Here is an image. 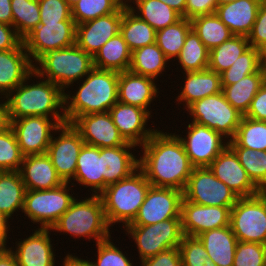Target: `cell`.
<instances>
[{
    "label": "cell",
    "instance_id": "1",
    "mask_svg": "<svg viewBox=\"0 0 266 266\" xmlns=\"http://www.w3.org/2000/svg\"><path fill=\"white\" fill-rule=\"evenodd\" d=\"M138 168L154 187L174 188L183 192L195 168L175 133L157 130L142 146Z\"/></svg>",
    "mask_w": 266,
    "mask_h": 266
},
{
    "label": "cell",
    "instance_id": "2",
    "mask_svg": "<svg viewBox=\"0 0 266 266\" xmlns=\"http://www.w3.org/2000/svg\"><path fill=\"white\" fill-rule=\"evenodd\" d=\"M74 94L64 92V114L71 124L85 114L108 112L118 102L119 72L93 68Z\"/></svg>",
    "mask_w": 266,
    "mask_h": 266
},
{
    "label": "cell",
    "instance_id": "3",
    "mask_svg": "<svg viewBox=\"0 0 266 266\" xmlns=\"http://www.w3.org/2000/svg\"><path fill=\"white\" fill-rule=\"evenodd\" d=\"M32 77L39 78L40 81L35 83L33 80V83L29 85L28 83H30ZM43 80L41 76L33 71L5 97L10 121L25 116L65 118L64 91L57 84L47 79Z\"/></svg>",
    "mask_w": 266,
    "mask_h": 266
},
{
    "label": "cell",
    "instance_id": "4",
    "mask_svg": "<svg viewBox=\"0 0 266 266\" xmlns=\"http://www.w3.org/2000/svg\"><path fill=\"white\" fill-rule=\"evenodd\" d=\"M151 184L138 168L129 177L108 185L100 194L109 226L123 223L124 228L136 218Z\"/></svg>",
    "mask_w": 266,
    "mask_h": 266
},
{
    "label": "cell",
    "instance_id": "5",
    "mask_svg": "<svg viewBox=\"0 0 266 266\" xmlns=\"http://www.w3.org/2000/svg\"><path fill=\"white\" fill-rule=\"evenodd\" d=\"M79 200H73L69 209L51 227V231L67 233L79 239L85 237L88 241L94 239L96 243L111 238V228L100 196L91 195Z\"/></svg>",
    "mask_w": 266,
    "mask_h": 266
},
{
    "label": "cell",
    "instance_id": "6",
    "mask_svg": "<svg viewBox=\"0 0 266 266\" xmlns=\"http://www.w3.org/2000/svg\"><path fill=\"white\" fill-rule=\"evenodd\" d=\"M93 68V57L76 44L51 50L34 63V71L41 78L57 84L64 92Z\"/></svg>",
    "mask_w": 266,
    "mask_h": 266
},
{
    "label": "cell",
    "instance_id": "7",
    "mask_svg": "<svg viewBox=\"0 0 266 266\" xmlns=\"http://www.w3.org/2000/svg\"><path fill=\"white\" fill-rule=\"evenodd\" d=\"M70 183L48 190H26L23 210L24 216L40 229H51L57 220L67 211L75 199ZM71 188V189H70Z\"/></svg>",
    "mask_w": 266,
    "mask_h": 266
},
{
    "label": "cell",
    "instance_id": "8",
    "mask_svg": "<svg viewBox=\"0 0 266 266\" xmlns=\"http://www.w3.org/2000/svg\"><path fill=\"white\" fill-rule=\"evenodd\" d=\"M186 111L192 116L191 121L214 129L227 141L234 137L244 116L225 99L222 91L194 101Z\"/></svg>",
    "mask_w": 266,
    "mask_h": 266
},
{
    "label": "cell",
    "instance_id": "9",
    "mask_svg": "<svg viewBox=\"0 0 266 266\" xmlns=\"http://www.w3.org/2000/svg\"><path fill=\"white\" fill-rule=\"evenodd\" d=\"M230 228L238 241L266 245V196L240 197L231 209Z\"/></svg>",
    "mask_w": 266,
    "mask_h": 266
},
{
    "label": "cell",
    "instance_id": "10",
    "mask_svg": "<svg viewBox=\"0 0 266 266\" xmlns=\"http://www.w3.org/2000/svg\"><path fill=\"white\" fill-rule=\"evenodd\" d=\"M124 231L136 243L140 261L179 247L184 235L181 219H168L151 225H127Z\"/></svg>",
    "mask_w": 266,
    "mask_h": 266
},
{
    "label": "cell",
    "instance_id": "11",
    "mask_svg": "<svg viewBox=\"0 0 266 266\" xmlns=\"http://www.w3.org/2000/svg\"><path fill=\"white\" fill-rule=\"evenodd\" d=\"M183 199L205 206L232 208L239 197L208 167H195L183 190Z\"/></svg>",
    "mask_w": 266,
    "mask_h": 266
},
{
    "label": "cell",
    "instance_id": "12",
    "mask_svg": "<svg viewBox=\"0 0 266 266\" xmlns=\"http://www.w3.org/2000/svg\"><path fill=\"white\" fill-rule=\"evenodd\" d=\"M66 123V118L25 116L12 120L10 127L15 133L22 155L28 156L46 154L53 132Z\"/></svg>",
    "mask_w": 266,
    "mask_h": 266
},
{
    "label": "cell",
    "instance_id": "13",
    "mask_svg": "<svg viewBox=\"0 0 266 266\" xmlns=\"http://www.w3.org/2000/svg\"><path fill=\"white\" fill-rule=\"evenodd\" d=\"M23 44L34 64L51 50L76 44V23L74 21L40 23L23 38Z\"/></svg>",
    "mask_w": 266,
    "mask_h": 266
},
{
    "label": "cell",
    "instance_id": "14",
    "mask_svg": "<svg viewBox=\"0 0 266 266\" xmlns=\"http://www.w3.org/2000/svg\"><path fill=\"white\" fill-rule=\"evenodd\" d=\"M187 129L185 137L176 135L182 141L194 167H208L228 145L227 139L205 125L191 121Z\"/></svg>",
    "mask_w": 266,
    "mask_h": 266
},
{
    "label": "cell",
    "instance_id": "15",
    "mask_svg": "<svg viewBox=\"0 0 266 266\" xmlns=\"http://www.w3.org/2000/svg\"><path fill=\"white\" fill-rule=\"evenodd\" d=\"M182 199L180 190L150 186L136 218L128 225H151L168 219H181Z\"/></svg>",
    "mask_w": 266,
    "mask_h": 266
},
{
    "label": "cell",
    "instance_id": "16",
    "mask_svg": "<svg viewBox=\"0 0 266 266\" xmlns=\"http://www.w3.org/2000/svg\"><path fill=\"white\" fill-rule=\"evenodd\" d=\"M55 132L60 134L52 136L46 154L62 181L70 183L76 173L79 152L85 143L72 124H63Z\"/></svg>",
    "mask_w": 266,
    "mask_h": 266
},
{
    "label": "cell",
    "instance_id": "17",
    "mask_svg": "<svg viewBox=\"0 0 266 266\" xmlns=\"http://www.w3.org/2000/svg\"><path fill=\"white\" fill-rule=\"evenodd\" d=\"M231 209L221 206L200 205L182 199L181 223L183 234L197 237L203 232L229 226Z\"/></svg>",
    "mask_w": 266,
    "mask_h": 266
},
{
    "label": "cell",
    "instance_id": "18",
    "mask_svg": "<svg viewBox=\"0 0 266 266\" xmlns=\"http://www.w3.org/2000/svg\"><path fill=\"white\" fill-rule=\"evenodd\" d=\"M124 7L116 12L76 25V45L92 57L120 32Z\"/></svg>",
    "mask_w": 266,
    "mask_h": 266
},
{
    "label": "cell",
    "instance_id": "19",
    "mask_svg": "<svg viewBox=\"0 0 266 266\" xmlns=\"http://www.w3.org/2000/svg\"><path fill=\"white\" fill-rule=\"evenodd\" d=\"M71 124L80 133L85 144L107 148L127 143L114 125L109 112L85 114L77 117Z\"/></svg>",
    "mask_w": 266,
    "mask_h": 266
},
{
    "label": "cell",
    "instance_id": "20",
    "mask_svg": "<svg viewBox=\"0 0 266 266\" xmlns=\"http://www.w3.org/2000/svg\"><path fill=\"white\" fill-rule=\"evenodd\" d=\"M108 112L119 133L128 143L141 147L157 131L154 126L153 129L146 128V123L152 115L143 108L116 102Z\"/></svg>",
    "mask_w": 266,
    "mask_h": 266
},
{
    "label": "cell",
    "instance_id": "21",
    "mask_svg": "<svg viewBox=\"0 0 266 266\" xmlns=\"http://www.w3.org/2000/svg\"><path fill=\"white\" fill-rule=\"evenodd\" d=\"M208 168L216 178L226 184L239 198L250 197L260 192L249 179L235 152L228 145Z\"/></svg>",
    "mask_w": 266,
    "mask_h": 266
},
{
    "label": "cell",
    "instance_id": "22",
    "mask_svg": "<svg viewBox=\"0 0 266 266\" xmlns=\"http://www.w3.org/2000/svg\"><path fill=\"white\" fill-rule=\"evenodd\" d=\"M51 229L37 228L32 235L16 241L14 254L17 266H56L55 252L50 239ZM14 249V250H12Z\"/></svg>",
    "mask_w": 266,
    "mask_h": 266
},
{
    "label": "cell",
    "instance_id": "23",
    "mask_svg": "<svg viewBox=\"0 0 266 266\" xmlns=\"http://www.w3.org/2000/svg\"><path fill=\"white\" fill-rule=\"evenodd\" d=\"M135 147L137 146L127 142L118 147L99 148L104 189L112 183L129 177L138 169L139 159L132 154Z\"/></svg>",
    "mask_w": 266,
    "mask_h": 266
},
{
    "label": "cell",
    "instance_id": "24",
    "mask_svg": "<svg viewBox=\"0 0 266 266\" xmlns=\"http://www.w3.org/2000/svg\"><path fill=\"white\" fill-rule=\"evenodd\" d=\"M155 79L137 75L130 71L119 72L118 102L147 110L151 114V103L159 95Z\"/></svg>",
    "mask_w": 266,
    "mask_h": 266
},
{
    "label": "cell",
    "instance_id": "25",
    "mask_svg": "<svg viewBox=\"0 0 266 266\" xmlns=\"http://www.w3.org/2000/svg\"><path fill=\"white\" fill-rule=\"evenodd\" d=\"M33 71L34 64L23 43L18 48L0 51V96L6 97Z\"/></svg>",
    "mask_w": 266,
    "mask_h": 266
},
{
    "label": "cell",
    "instance_id": "26",
    "mask_svg": "<svg viewBox=\"0 0 266 266\" xmlns=\"http://www.w3.org/2000/svg\"><path fill=\"white\" fill-rule=\"evenodd\" d=\"M19 172L27 190H48L64 183L47 154L24 156Z\"/></svg>",
    "mask_w": 266,
    "mask_h": 266
},
{
    "label": "cell",
    "instance_id": "27",
    "mask_svg": "<svg viewBox=\"0 0 266 266\" xmlns=\"http://www.w3.org/2000/svg\"><path fill=\"white\" fill-rule=\"evenodd\" d=\"M262 0H236L217 6L216 15L233 35L247 37L252 30Z\"/></svg>",
    "mask_w": 266,
    "mask_h": 266
},
{
    "label": "cell",
    "instance_id": "28",
    "mask_svg": "<svg viewBox=\"0 0 266 266\" xmlns=\"http://www.w3.org/2000/svg\"><path fill=\"white\" fill-rule=\"evenodd\" d=\"M186 75V76H185ZM184 87L176 97L178 104H184L185 110L194 101L215 95L222 91L221 76L215 71L205 69L202 71L185 72Z\"/></svg>",
    "mask_w": 266,
    "mask_h": 266
},
{
    "label": "cell",
    "instance_id": "29",
    "mask_svg": "<svg viewBox=\"0 0 266 266\" xmlns=\"http://www.w3.org/2000/svg\"><path fill=\"white\" fill-rule=\"evenodd\" d=\"M217 266H233L238 239L229 226L212 229L197 236Z\"/></svg>",
    "mask_w": 266,
    "mask_h": 266
},
{
    "label": "cell",
    "instance_id": "30",
    "mask_svg": "<svg viewBox=\"0 0 266 266\" xmlns=\"http://www.w3.org/2000/svg\"><path fill=\"white\" fill-rule=\"evenodd\" d=\"M73 181L85 188L90 187L89 190H91L92 195H99L104 190L99 147L83 145L78 155Z\"/></svg>",
    "mask_w": 266,
    "mask_h": 266
},
{
    "label": "cell",
    "instance_id": "31",
    "mask_svg": "<svg viewBox=\"0 0 266 266\" xmlns=\"http://www.w3.org/2000/svg\"><path fill=\"white\" fill-rule=\"evenodd\" d=\"M132 51L118 33L109 39L93 57L94 68L113 70L117 72L129 71Z\"/></svg>",
    "mask_w": 266,
    "mask_h": 266
},
{
    "label": "cell",
    "instance_id": "32",
    "mask_svg": "<svg viewBox=\"0 0 266 266\" xmlns=\"http://www.w3.org/2000/svg\"><path fill=\"white\" fill-rule=\"evenodd\" d=\"M266 81V74L260 68L256 73L246 75L240 81L222 86L225 99L241 114L245 115L251 101Z\"/></svg>",
    "mask_w": 266,
    "mask_h": 266
},
{
    "label": "cell",
    "instance_id": "33",
    "mask_svg": "<svg viewBox=\"0 0 266 266\" xmlns=\"http://www.w3.org/2000/svg\"><path fill=\"white\" fill-rule=\"evenodd\" d=\"M169 61L158 45L153 43L132 52L129 71L156 80L164 74L162 72L168 67Z\"/></svg>",
    "mask_w": 266,
    "mask_h": 266
},
{
    "label": "cell",
    "instance_id": "34",
    "mask_svg": "<svg viewBox=\"0 0 266 266\" xmlns=\"http://www.w3.org/2000/svg\"><path fill=\"white\" fill-rule=\"evenodd\" d=\"M26 190L19 171L0 172V211L11 218L23 210Z\"/></svg>",
    "mask_w": 266,
    "mask_h": 266
},
{
    "label": "cell",
    "instance_id": "35",
    "mask_svg": "<svg viewBox=\"0 0 266 266\" xmlns=\"http://www.w3.org/2000/svg\"><path fill=\"white\" fill-rule=\"evenodd\" d=\"M119 33L132 52L138 48L155 43L156 30L129 8H124Z\"/></svg>",
    "mask_w": 266,
    "mask_h": 266
},
{
    "label": "cell",
    "instance_id": "36",
    "mask_svg": "<svg viewBox=\"0 0 266 266\" xmlns=\"http://www.w3.org/2000/svg\"><path fill=\"white\" fill-rule=\"evenodd\" d=\"M129 9L156 31L166 28L182 18L178 12L160 0H138Z\"/></svg>",
    "mask_w": 266,
    "mask_h": 266
},
{
    "label": "cell",
    "instance_id": "37",
    "mask_svg": "<svg viewBox=\"0 0 266 266\" xmlns=\"http://www.w3.org/2000/svg\"><path fill=\"white\" fill-rule=\"evenodd\" d=\"M192 29L210 51L229 40L233 34L216 13L192 18Z\"/></svg>",
    "mask_w": 266,
    "mask_h": 266
},
{
    "label": "cell",
    "instance_id": "38",
    "mask_svg": "<svg viewBox=\"0 0 266 266\" xmlns=\"http://www.w3.org/2000/svg\"><path fill=\"white\" fill-rule=\"evenodd\" d=\"M249 48L247 37L233 35L229 40L209 51L208 69L217 74L223 73Z\"/></svg>",
    "mask_w": 266,
    "mask_h": 266
},
{
    "label": "cell",
    "instance_id": "39",
    "mask_svg": "<svg viewBox=\"0 0 266 266\" xmlns=\"http://www.w3.org/2000/svg\"><path fill=\"white\" fill-rule=\"evenodd\" d=\"M229 147H244L254 151H266V121L243 116Z\"/></svg>",
    "mask_w": 266,
    "mask_h": 266
},
{
    "label": "cell",
    "instance_id": "40",
    "mask_svg": "<svg viewBox=\"0 0 266 266\" xmlns=\"http://www.w3.org/2000/svg\"><path fill=\"white\" fill-rule=\"evenodd\" d=\"M175 60L184 70L182 73L208 69L209 50L193 29L188 32L180 55Z\"/></svg>",
    "mask_w": 266,
    "mask_h": 266
},
{
    "label": "cell",
    "instance_id": "41",
    "mask_svg": "<svg viewBox=\"0 0 266 266\" xmlns=\"http://www.w3.org/2000/svg\"><path fill=\"white\" fill-rule=\"evenodd\" d=\"M192 29L191 21L182 17L174 24L156 31L155 43L169 60L175 61L180 55L188 32Z\"/></svg>",
    "mask_w": 266,
    "mask_h": 266
},
{
    "label": "cell",
    "instance_id": "42",
    "mask_svg": "<svg viewBox=\"0 0 266 266\" xmlns=\"http://www.w3.org/2000/svg\"><path fill=\"white\" fill-rule=\"evenodd\" d=\"M13 27L23 39L40 24L38 0H11Z\"/></svg>",
    "mask_w": 266,
    "mask_h": 266
},
{
    "label": "cell",
    "instance_id": "43",
    "mask_svg": "<svg viewBox=\"0 0 266 266\" xmlns=\"http://www.w3.org/2000/svg\"><path fill=\"white\" fill-rule=\"evenodd\" d=\"M238 157L252 183L261 191L266 186V151L230 147Z\"/></svg>",
    "mask_w": 266,
    "mask_h": 266
},
{
    "label": "cell",
    "instance_id": "44",
    "mask_svg": "<svg viewBox=\"0 0 266 266\" xmlns=\"http://www.w3.org/2000/svg\"><path fill=\"white\" fill-rule=\"evenodd\" d=\"M260 69L259 50L250 47L245 51L237 61L226 71L220 74L221 85L227 86L234 84L244 78L246 75L256 73Z\"/></svg>",
    "mask_w": 266,
    "mask_h": 266
},
{
    "label": "cell",
    "instance_id": "45",
    "mask_svg": "<svg viewBox=\"0 0 266 266\" xmlns=\"http://www.w3.org/2000/svg\"><path fill=\"white\" fill-rule=\"evenodd\" d=\"M120 7L119 0H79L71 7V15L77 25L114 13Z\"/></svg>",
    "mask_w": 266,
    "mask_h": 266
},
{
    "label": "cell",
    "instance_id": "46",
    "mask_svg": "<svg viewBox=\"0 0 266 266\" xmlns=\"http://www.w3.org/2000/svg\"><path fill=\"white\" fill-rule=\"evenodd\" d=\"M23 157L13 129L0 132V172L19 171Z\"/></svg>",
    "mask_w": 266,
    "mask_h": 266
},
{
    "label": "cell",
    "instance_id": "47",
    "mask_svg": "<svg viewBox=\"0 0 266 266\" xmlns=\"http://www.w3.org/2000/svg\"><path fill=\"white\" fill-rule=\"evenodd\" d=\"M110 238L96 243L97 259L89 261L79 258L85 266H134L133 259L119 249Z\"/></svg>",
    "mask_w": 266,
    "mask_h": 266
},
{
    "label": "cell",
    "instance_id": "48",
    "mask_svg": "<svg viewBox=\"0 0 266 266\" xmlns=\"http://www.w3.org/2000/svg\"><path fill=\"white\" fill-rule=\"evenodd\" d=\"M265 264L266 245L256 242H237L233 266H265Z\"/></svg>",
    "mask_w": 266,
    "mask_h": 266
},
{
    "label": "cell",
    "instance_id": "49",
    "mask_svg": "<svg viewBox=\"0 0 266 266\" xmlns=\"http://www.w3.org/2000/svg\"><path fill=\"white\" fill-rule=\"evenodd\" d=\"M182 266H202L205 264L208 253L196 236L183 235L179 245Z\"/></svg>",
    "mask_w": 266,
    "mask_h": 266
},
{
    "label": "cell",
    "instance_id": "50",
    "mask_svg": "<svg viewBox=\"0 0 266 266\" xmlns=\"http://www.w3.org/2000/svg\"><path fill=\"white\" fill-rule=\"evenodd\" d=\"M40 7V23H57L74 21L71 7L66 0H38Z\"/></svg>",
    "mask_w": 266,
    "mask_h": 266
},
{
    "label": "cell",
    "instance_id": "51",
    "mask_svg": "<svg viewBox=\"0 0 266 266\" xmlns=\"http://www.w3.org/2000/svg\"><path fill=\"white\" fill-rule=\"evenodd\" d=\"M250 47L260 49L266 45V0H262L251 32L247 36Z\"/></svg>",
    "mask_w": 266,
    "mask_h": 266
},
{
    "label": "cell",
    "instance_id": "52",
    "mask_svg": "<svg viewBox=\"0 0 266 266\" xmlns=\"http://www.w3.org/2000/svg\"><path fill=\"white\" fill-rule=\"evenodd\" d=\"M140 266H182L179 248H170L140 261Z\"/></svg>",
    "mask_w": 266,
    "mask_h": 266
},
{
    "label": "cell",
    "instance_id": "53",
    "mask_svg": "<svg viewBox=\"0 0 266 266\" xmlns=\"http://www.w3.org/2000/svg\"><path fill=\"white\" fill-rule=\"evenodd\" d=\"M216 0H186L183 17L191 20L200 15H209L216 12Z\"/></svg>",
    "mask_w": 266,
    "mask_h": 266
},
{
    "label": "cell",
    "instance_id": "54",
    "mask_svg": "<svg viewBox=\"0 0 266 266\" xmlns=\"http://www.w3.org/2000/svg\"><path fill=\"white\" fill-rule=\"evenodd\" d=\"M244 116L254 120L266 121V81L254 96Z\"/></svg>",
    "mask_w": 266,
    "mask_h": 266
},
{
    "label": "cell",
    "instance_id": "55",
    "mask_svg": "<svg viewBox=\"0 0 266 266\" xmlns=\"http://www.w3.org/2000/svg\"><path fill=\"white\" fill-rule=\"evenodd\" d=\"M22 43L23 39L13 26L0 22V51L18 48Z\"/></svg>",
    "mask_w": 266,
    "mask_h": 266
},
{
    "label": "cell",
    "instance_id": "56",
    "mask_svg": "<svg viewBox=\"0 0 266 266\" xmlns=\"http://www.w3.org/2000/svg\"><path fill=\"white\" fill-rule=\"evenodd\" d=\"M0 22L13 26L11 0H0Z\"/></svg>",
    "mask_w": 266,
    "mask_h": 266
},
{
    "label": "cell",
    "instance_id": "57",
    "mask_svg": "<svg viewBox=\"0 0 266 266\" xmlns=\"http://www.w3.org/2000/svg\"><path fill=\"white\" fill-rule=\"evenodd\" d=\"M9 217L0 211V248H7L8 232L10 230Z\"/></svg>",
    "mask_w": 266,
    "mask_h": 266
},
{
    "label": "cell",
    "instance_id": "58",
    "mask_svg": "<svg viewBox=\"0 0 266 266\" xmlns=\"http://www.w3.org/2000/svg\"><path fill=\"white\" fill-rule=\"evenodd\" d=\"M0 98V132H2L11 126V121L9 117L7 100H5V96H1Z\"/></svg>",
    "mask_w": 266,
    "mask_h": 266
},
{
    "label": "cell",
    "instance_id": "59",
    "mask_svg": "<svg viewBox=\"0 0 266 266\" xmlns=\"http://www.w3.org/2000/svg\"><path fill=\"white\" fill-rule=\"evenodd\" d=\"M0 266H17V261L9 247L0 248Z\"/></svg>",
    "mask_w": 266,
    "mask_h": 266
},
{
    "label": "cell",
    "instance_id": "60",
    "mask_svg": "<svg viewBox=\"0 0 266 266\" xmlns=\"http://www.w3.org/2000/svg\"><path fill=\"white\" fill-rule=\"evenodd\" d=\"M160 1L166 3L168 6H170L173 10L178 12L183 17L186 8V0H160Z\"/></svg>",
    "mask_w": 266,
    "mask_h": 266
},
{
    "label": "cell",
    "instance_id": "61",
    "mask_svg": "<svg viewBox=\"0 0 266 266\" xmlns=\"http://www.w3.org/2000/svg\"><path fill=\"white\" fill-rule=\"evenodd\" d=\"M260 68L266 74V45L259 49Z\"/></svg>",
    "mask_w": 266,
    "mask_h": 266
},
{
    "label": "cell",
    "instance_id": "62",
    "mask_svg": "<svg viewBox=\"0 0 266 266\" xmlns=\"http://www.w3.org/2000/svg\"><path fill=\"white\" fill-rule=\"evenodd\" d=\"M136 1L138 0H119V3L121 7L129 8L132 5V3L134 4Z\"/></svg>",
    "mask_w": 266,
    "mask_h": 266
},
{
    "label": "cell",
    "instance_id": "63",
    "mask_svg": "<svg viewBox=\"0 0 266 266\" xmlns=\"http://www.w3.org/2000/svg\"><path fill=\"white\" fill-rule=\"evenodd\" d=\"M236 0H216L217 2V6L223 5V4H227V3H231L234 2Z\"/></svg>",
    "mask_w": 266,
    "mask_h": 266
},
{
    "label": "cell",
    "instance_id": "64",
    "mask_svg": "<svg viewBox=\"0 0 266 266\" xmlns=\"http://www.w3.org/2000/svg\"><path fill=\"white\" fill-rule=\"evenodd\" d=\"M205 264L202 266H217L214 262H212L209 258H206V260L204 261Z\"/></svg>",
    "mask_w": 266,
    "mask_h": 266
},
{
    "label": "cell",
    "instance_id": "65",
    "mask_svg": "<svg viewBox=\"0 0 266 266\" xmlns=\"http://www.w3.org/2000/svg\"><path fill=\"white\" fill-rule=\"evenodd\" d=\"M79 0H66V2L68 3V5L70 7H72L75 3H77Z\"/></svg>",
    "mask_w": 266,
    "mask_h": 266
},
{
    "label": "cell",
    "instance_id": "66",
    "mask_svg": "<svg viewBox=\"0 0 266 266\" xmlns=\"http://www.w3.org/2000/svg\"><path fill=\"white\" fill-rule=\"evenodd\" d=\"M261 192L266 196V186L261 190Z\"/></svg>",
    "mask_w": 266,
    "mask_h": 266
}]
</instances>
